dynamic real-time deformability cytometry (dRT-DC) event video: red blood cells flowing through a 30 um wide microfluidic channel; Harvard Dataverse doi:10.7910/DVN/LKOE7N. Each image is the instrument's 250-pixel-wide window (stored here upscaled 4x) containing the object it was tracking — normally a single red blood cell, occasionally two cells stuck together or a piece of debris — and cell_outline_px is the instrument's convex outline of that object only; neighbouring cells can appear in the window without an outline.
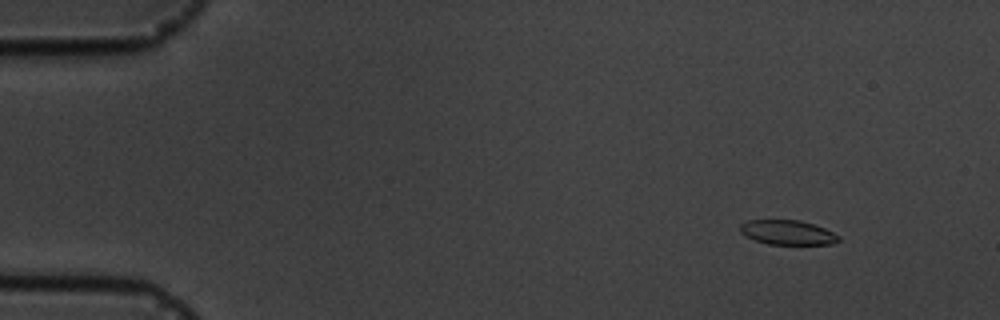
{"species": "common noctule bat (a hibernating species)", "species_latin": "Nyctalus noctula", "temperature_condition": "cold", "stored_images_in_passage": 6, "camera_frame_rate_fps": 3000, "um_per_image_px": 0.085, "animal": {"sex": "male", "body_mass_g": 19.5, "forearm_length_mm": 54.6}, "frame": {"image": 1, "passage_image": 2, "time_ms": 1.333, "image_size_px": [1000, 320], "cell_outline_px": [[840, 240], [832, 244], [768, 244], [756, 240], [740, 232], [740, 224], [748, 220], [800, 220], [824, 228], [840, 236]], "centroid_in_image_um": [66.95, 19.75], "position_along_channel_um": 18.0, "area_um2": 13.93}}